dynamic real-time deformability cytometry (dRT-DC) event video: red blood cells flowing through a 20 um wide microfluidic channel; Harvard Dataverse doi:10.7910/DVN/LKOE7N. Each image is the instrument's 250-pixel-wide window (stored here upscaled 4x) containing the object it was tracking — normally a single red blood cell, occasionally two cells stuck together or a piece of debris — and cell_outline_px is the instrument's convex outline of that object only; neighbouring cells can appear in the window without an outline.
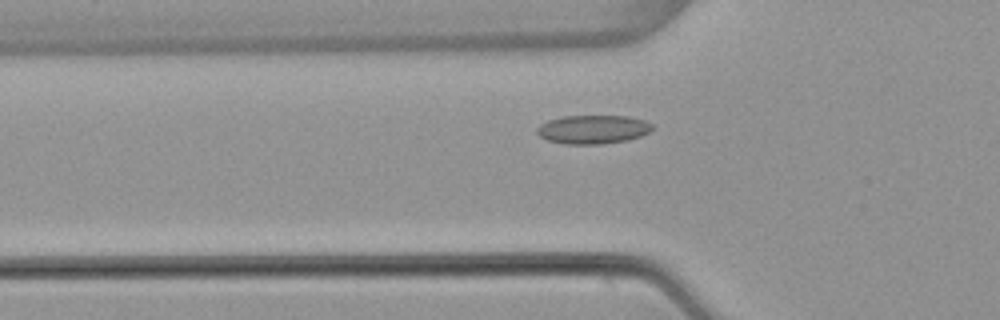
{"species": "common noctule bat (a hibernating species)", "species_latin": "Nyctalus noctula", "temperature_condition": "warm", "stored_images_in_passage": 47, "camera_frame_rate_fps": 3000, "um_per_image_px": 0.085, "animal": {"sex": "female", "body_mass_g": 22.7, "forearm_length_mm": 54.2}, "frame": {"image": 1, "passage_image": 12, "time_ms": 3.667, "image_size_px": [1000, 320], "cell_outline_px": [[652, 128], [648, 132], [640, 136], [628, 140], [604, 144], [564, 144], [548, 140], [540, 136], [536, 132], [536, 128], [540, 124], [548, 120], [564, 116], [628, 116], [644, 120], [652, 124]], "centroid_in_image_um": [50.38, 11.0], "position_along_channel_um": 75.4, "area_um2": 19.31}}
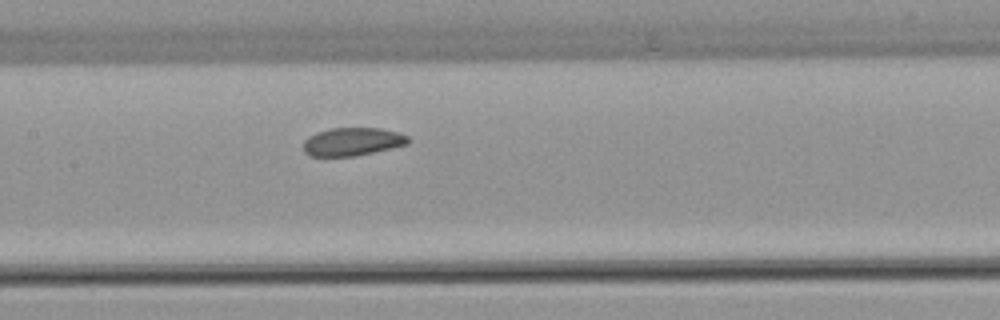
{"frame": {"image": 2, "passage_image": 20, "time_ms": 6.333, "image_size_px": [1000, 320], "cell_outline_px": [[408, 144], [356, 156], [308, 156], [304, 152], [304, 140], [308, 136], [316, 132], [328, 128], [380, 128], [396, 132], [408, 136]], "centroid_in_image_um": [29.91, 12.04], "position_along_channel_um": 177.5, "area_um2": 17.17}}
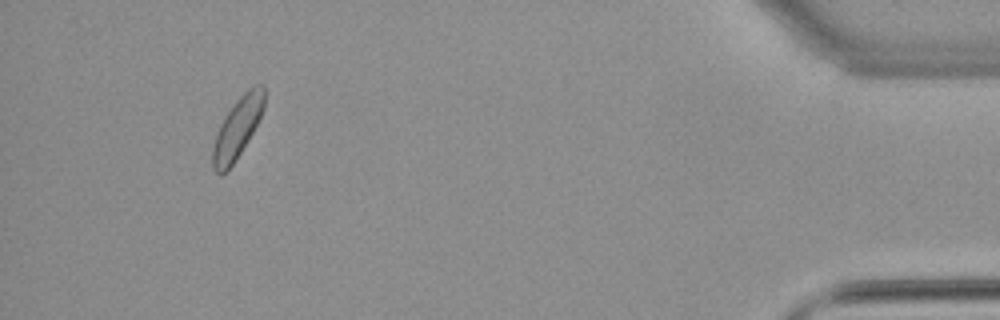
{"frame": {"image": 3, "passage_image": 44, "time_ms": 14.333, "image_size_px": [1000, 320], "cell_outline_px": [[264, 108], [248, 140], [232, 164], [220, 176], [212, 168], [212, 148], [216, 132], [224, 116], [240, 96], [252, 84], [264, 84]], "centroid_in_image_um": [20.16, 10.85], "position_along_channel_um": 415.0, "area_um2": 18.03}, "authors_computed_cell_mechanics": {"area_um2": 17.9758, "velocity_mm_per_s": 3.8114, "shape_relaxation_time_tau1_ms": 2.8429, "shape_relaxation_time_tau2_ms": 1.8177, "deformation_change_tau1": 0.0799, "deformation_change_tau2": 0.0621}}